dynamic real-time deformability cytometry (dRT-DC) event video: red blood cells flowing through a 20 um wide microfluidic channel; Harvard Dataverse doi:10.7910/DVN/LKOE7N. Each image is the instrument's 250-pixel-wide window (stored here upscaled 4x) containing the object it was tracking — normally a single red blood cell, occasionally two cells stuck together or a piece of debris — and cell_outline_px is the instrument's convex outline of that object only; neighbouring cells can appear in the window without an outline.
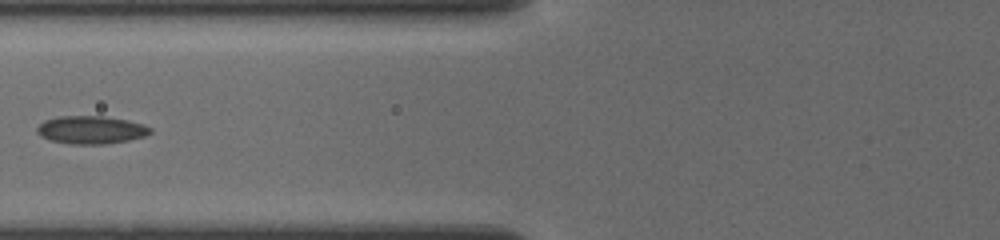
{"species": "common noctule bat (a hibernating species)", "species_latin": "Nyctalus noctula", "temperature_condition": "cold", "stored_images_in_passage": 16, "camera_frame_rate_fps": 3000, "um_per_image_px": 0.085, "animal": {"sex": "female", "body_mass_g": 19.5, "forearm_length_mm": 54.1}, "frame": {"image": 1, "passage_image": 3, "time_ms": 1.667, "image_size_px": [1000, 240], "cell_outline_px": [[152, 132], [144, 136], [128, 140], [104, 144], [72, 144], [48, 140], [40, 136], [36, 132], [36, 128], [44, 120], [56, 116], [104, 116], [128, 120], [152, 128]], "centroid_in_image_um": [7.69, 11.03], "position_along_channel_um": 118.1, "area_um2": 18.5}}
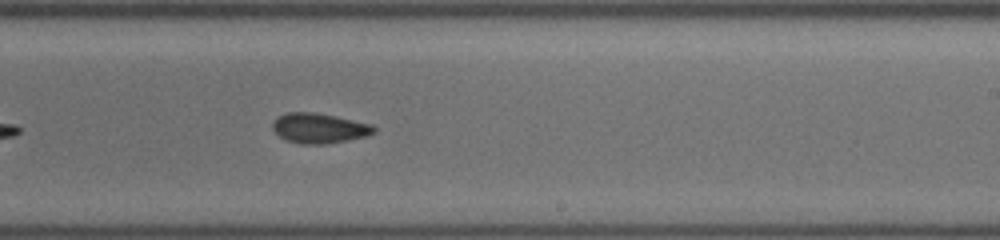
{"frame": {"image": 2, "passage_image": 11, "time_ms": 5.333, "image_size_px": [1000, 240], "cell_outline_px": [[376, 132], [368, 136], [328, 144], [300, 144], [284, 140], [272, 128], [272, 120], [276, 116], [288, 112], [312, 112], [372, 124], [376, 128]], "centroid_in_image_um": [27.11, 10.91], "position_along_channel_um": 261.9, "area_um2": 17.86}}
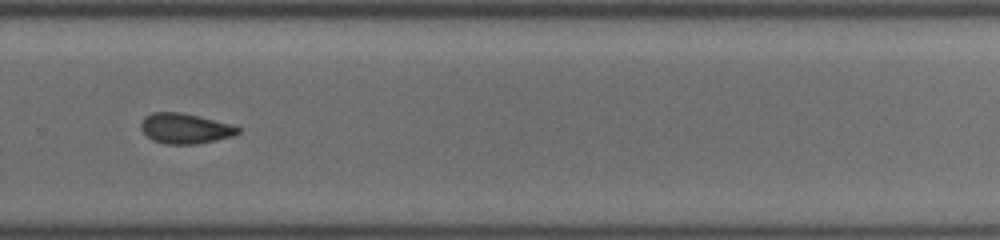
{"frame": {"image": 3, "passage_image": 15, "time_ms": 6.667, "image_size_px": [1000, 240], "cell_outline_px": [[240, 132], [232, 136], [216, 140], [196, 144], [164, 144], [152, 140], [140, 128], [140, 124], [144, 116], [152, 112], [180, 112], [236, 124], [240, 128]], "centroid_in_image_um": [15.75, 10.91], "position_along_channel_um": 314.0, "area_um2": 17.34}}